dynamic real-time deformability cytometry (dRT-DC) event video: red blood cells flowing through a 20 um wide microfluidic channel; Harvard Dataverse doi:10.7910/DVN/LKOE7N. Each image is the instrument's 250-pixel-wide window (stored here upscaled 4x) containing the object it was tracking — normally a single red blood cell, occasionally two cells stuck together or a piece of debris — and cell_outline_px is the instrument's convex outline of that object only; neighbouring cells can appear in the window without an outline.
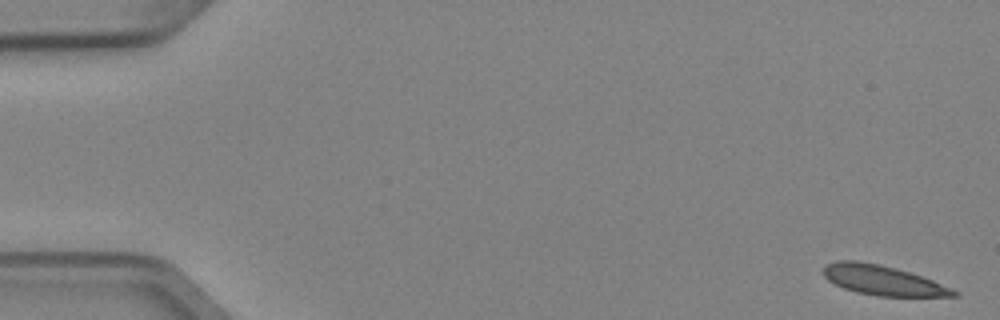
{"species": "Egyptian fruit bat (a non-hibernating species)", "species_latin": "Rousettus aegyptiacus", "temperature_condition": "cold", "stored_images_in_passage": 4, "camera_frame_rate_fps": 3000, "um_per_image_px": 0.085, "animal": {"sex": "female"}, "frame": {"image": 1, "passage_image": 1, "time_ms": 0.0, "image_size_px": [1000, 320], "cell_outline_px": [[960, 296], [880, 296], [856, 292], [844, 288], [828, 280], [824, 276], [824, 268], [828, 264], [836, 260], [856, 260], [880, 264], [896, 268], [932, 280], [952, 288], [960, 292]], "centroid_in_image_um": [75.05, 23.82], "position_along_channel_um": 9.9, "area_um2": 22.43}}
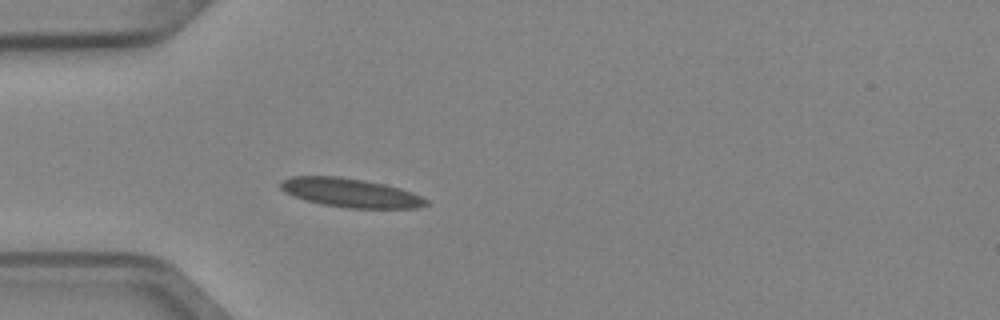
{"frame": {"image": 2, "passage_image": 4, "time_ms": 1.0, "image_size_px": [1000, 320], "cell_outline_px": [[428, 204], [420, 208], [348, 208], [320, 204], [304, 200], [292, 196], [284, 192], [280, 188], [280, 180], [292, 176], [340, 176], [364, 180], [384, 184], [400, 188], [412, 192], [428, 200]], "centroid_in_image_um": [29.76, 16.39], "position_along_channel_um": 55.2, "area_um2": 24.74}}